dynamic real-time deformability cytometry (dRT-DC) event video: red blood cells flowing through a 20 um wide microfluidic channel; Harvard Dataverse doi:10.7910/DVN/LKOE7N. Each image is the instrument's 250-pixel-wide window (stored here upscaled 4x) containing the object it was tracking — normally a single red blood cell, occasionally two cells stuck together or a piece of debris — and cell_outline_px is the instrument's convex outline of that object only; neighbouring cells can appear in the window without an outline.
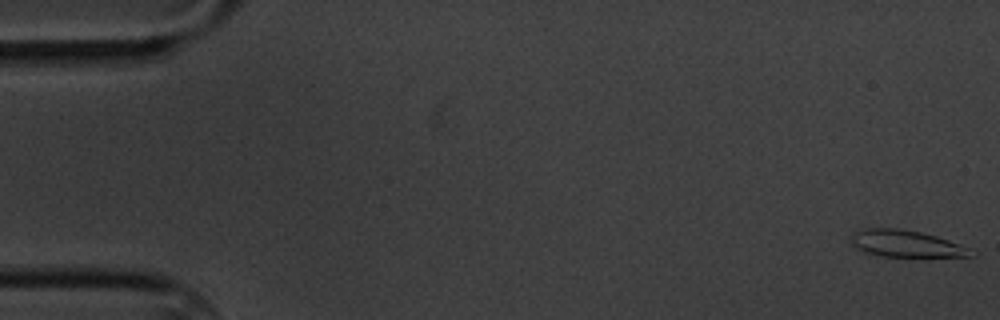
{"species": "common noctule bat (a hibernating species)", "species_latin": "Nyctalus noctula", "temperature_condition": "cold", "stored_images_in_passage": 6, "camera_frame_rate_fps": 3000, "um_per_image_px": 0.085, "animal": {"sex": "male", "body_mass_g": 20.1, "forearm_length_mm": 53.5}, "frame": {"image": 1, "passage_image": 1, "time_ms": 0.0, "image_size_px": [1000, 320], "cell_outline_px": [[976, 256], [880, 256], [864, 252], [852, 244], [852, 232], [864, 228], [900, 228], [920, 232], [936, 236], [948, 240], [968, 248]], "centroid_in_image_um": [76.96, 20.7], "position_along_channel_um": 8.0, "area_um2": 18.44}}
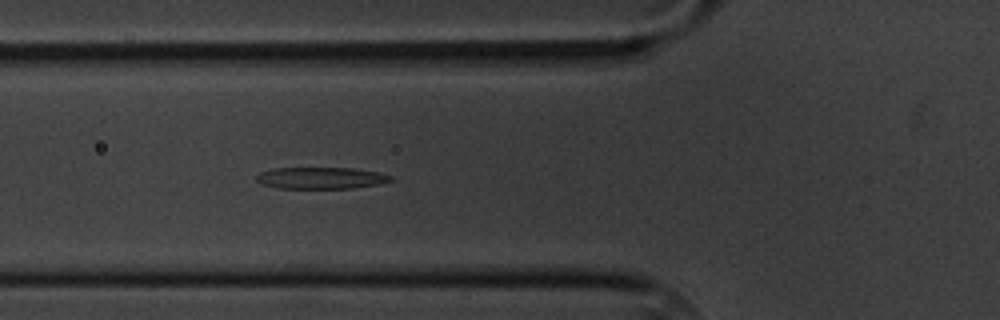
{"frame": {"image": 2, "passage_image": 6, "time_ms": 6.667, "image_size_px": [1000, 320], "cell_outline_px": [[392, 180], [376, 184], [352, 188], [276, 188], [264, 184], [256, 180], [256, 176], [260, 172], [272, 168], [356, 168], [376, 172], [392, 176]], "centroid_in_image_um": [27.24, 15.12], "position_along_channel_um": 98.6, "area_um2": 16.76}}